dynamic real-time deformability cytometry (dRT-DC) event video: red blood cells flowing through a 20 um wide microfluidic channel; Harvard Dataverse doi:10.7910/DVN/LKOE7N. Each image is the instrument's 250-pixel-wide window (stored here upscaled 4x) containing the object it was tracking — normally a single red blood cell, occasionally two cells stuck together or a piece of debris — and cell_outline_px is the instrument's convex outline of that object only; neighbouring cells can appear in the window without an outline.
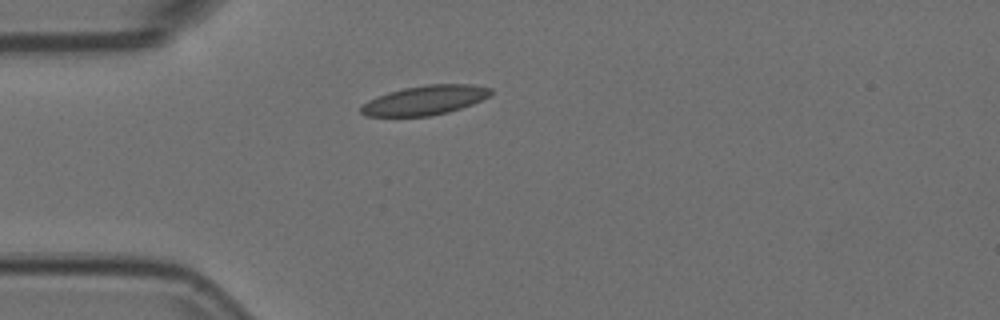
{"species": "Egyptian fruit bat (a non-hibernating species)", "species_latin": "Rousettus aegyptiacus", "temperature_condition": "room temperature", "stored_images_in_passage": 2, "camera_frame_rate_fps": 3000, "um_per_image_px": 0.085, "animal": {"sex": "female"}, "frame": {"image": 1, "passage_image": 1, "time_ms": 0.0, "image_size_px": [1000, 320], "cell_outline_px": [[492, 92], [488, 96], [472, 104], [448, 112], [428, 116], [364, 116], [360, 112], [360, 108], [368, 100], [376, 96], [388, 92], [404, 88], [428, 84], [472, 84], [492, 88]], "centroid_in_image_um": [36.1, 8.51], "position_along_channel_um": 48.9, "area_um2": 22.14}}